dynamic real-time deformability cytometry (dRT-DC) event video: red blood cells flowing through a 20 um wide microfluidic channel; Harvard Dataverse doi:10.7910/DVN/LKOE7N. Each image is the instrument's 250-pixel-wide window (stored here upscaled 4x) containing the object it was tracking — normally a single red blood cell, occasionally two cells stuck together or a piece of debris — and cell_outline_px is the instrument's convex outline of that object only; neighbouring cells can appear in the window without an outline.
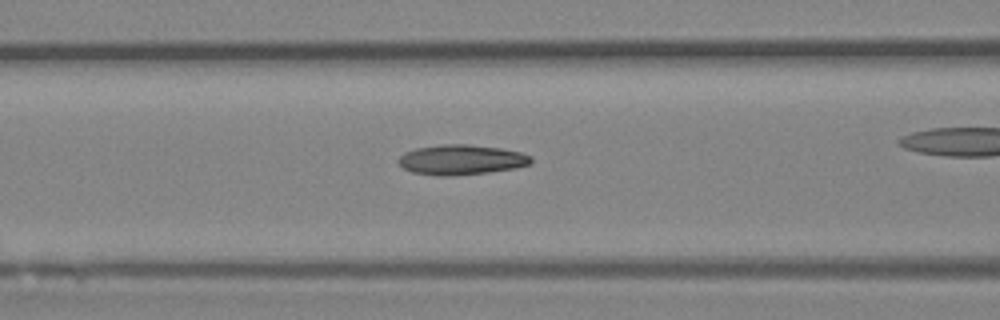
{"species": "Egyptian fruit bat (a non-hibernating species)", "species_latin": "Rousettus aegyptiacus", "temperature_condition": "room temperature", "stored_images_in_passage": 22, "camera_frame_rate_fps": 3000, "um_per_image_px": 0.085, "animal": {"sex": "female"}, "frame": {"image": 1, "passage_image": 3, "time_ms": 0.667, "image_size_px": [1000, 320], "cell_outline_px": [[532, 160], [528, 164], [516, 168], [488, 172], [452, 176], [436, 176], [412, 172], [404, 168], [396, 160], [404, 152], [416, 148], [444, 144], [468, 144], [500, 148], [520, 152], [532, 156]], "centroid_in_image_um": [39.18, 13.58], "position_along_channel_um": 127.4, "area_um2": 23.24}}
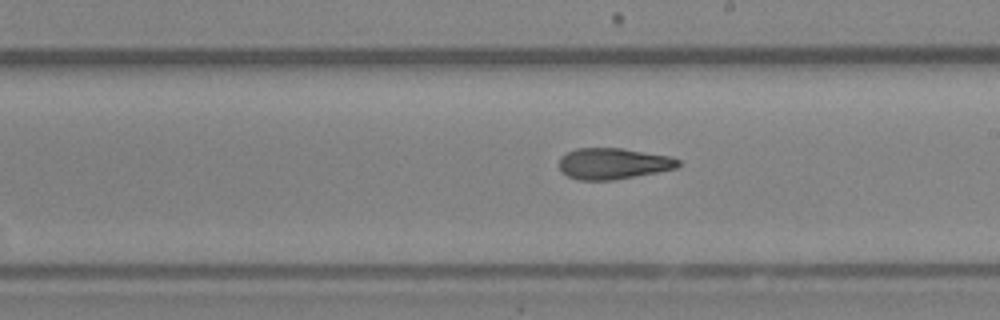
{"frame": {"image": 2, "passage_image": 11, "time_ms": 3.333, "image_size_px": [1000, 320], "cell_outline_px": [[680, 164], [676, 168], [656, 172], [612, 180], [580, 180], [568, 176], [560, 172], [560, 156], [576, 148], [624, 148], [672, 156], [680, 160]], "centroid_in_image_um": [52.12, 13.89], "position_along_channel_um": 236.9, "area_um2": 21.68}}
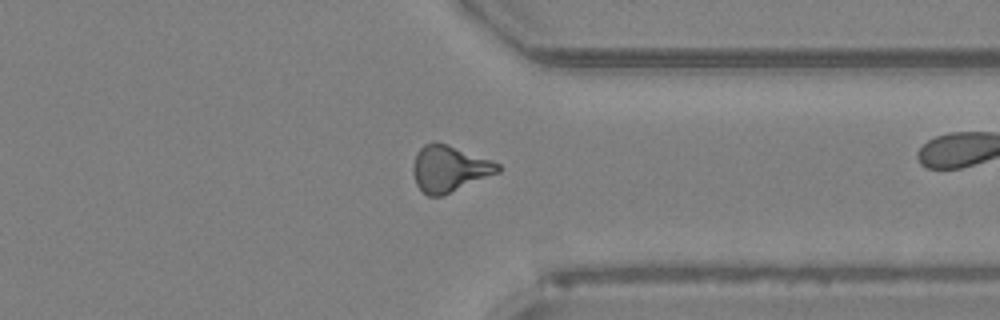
{"frame": {"image": 3, "passage_image": 21, "time_ms": 6.667, "image_size_px": [1000, 320], "cell_outline_px": [[500, 172], [444, 196], [428, 196], [416, 184], [412, 172], [412, 168], [416, 152], [424, 144], [432, 140], [436, 140], [448, 144], [492, 160], [500, 164]], "centroid_in_image_um": [38.18, 14.32], "position_along_channel_um": 373.2, "area_um2": 23.29}}